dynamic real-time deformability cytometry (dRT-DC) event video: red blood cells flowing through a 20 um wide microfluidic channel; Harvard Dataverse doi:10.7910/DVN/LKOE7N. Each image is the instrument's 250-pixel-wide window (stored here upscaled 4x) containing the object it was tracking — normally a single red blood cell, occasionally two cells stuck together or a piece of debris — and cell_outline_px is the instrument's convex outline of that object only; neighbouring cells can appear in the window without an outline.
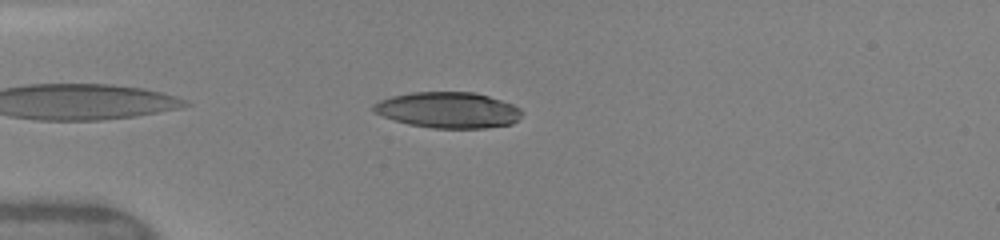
{"species": "human", "species_latin": "Homo sapiens", "temperature_condition": "warm", "stored_images_in_passage": 12, "camera_frame_rate_fps": 3000, "um_per_image_px": 0.085, "donor": {"sex": "female"}, "frame": {"image": 1, "passage_image": 3, "time_ms": 0.667, "image_size_px": [1000, 240], "cell_outline_px": [[520, 116], [512, 124], [484, 128], [432, 128], [408, 124], [384, 116], [376, 112], [372, 108], [372, 104], [380, 100], [392, 96], [412, 92], [476, 92], [512, 104], [520, 108]], "centroid_in_image_um": [38.08, 9.35], "position_along_channel_um": 46.9, "area_um2": 30.81}}
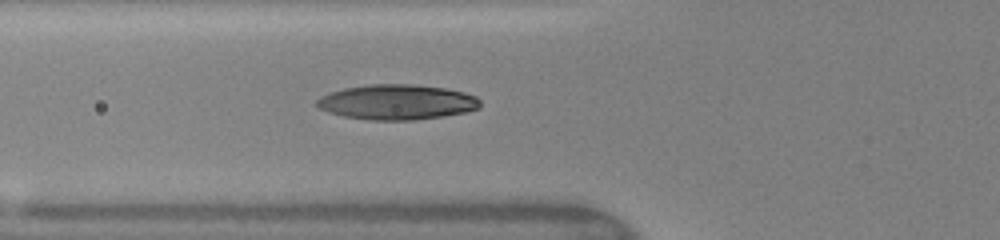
{"frame": {"image": 2, "passage_image": 12, "time_ms": 2.333, "image_size_px": [1000, 240], "cell_outline_px": [[480, 108], [464, 112], [444, 116], [412, 120], [368, 120], [344, 116], [328, 112], [312, 104], [320, 96], [344, 88], [372, 84], [412, 84], [444, 88], [464, 92], [476, 96], [480, 100]], "centroid_in_image_um": [33.72, 8.68], "position_along_channel_um": 92.1, "area_um2": 33.47}}